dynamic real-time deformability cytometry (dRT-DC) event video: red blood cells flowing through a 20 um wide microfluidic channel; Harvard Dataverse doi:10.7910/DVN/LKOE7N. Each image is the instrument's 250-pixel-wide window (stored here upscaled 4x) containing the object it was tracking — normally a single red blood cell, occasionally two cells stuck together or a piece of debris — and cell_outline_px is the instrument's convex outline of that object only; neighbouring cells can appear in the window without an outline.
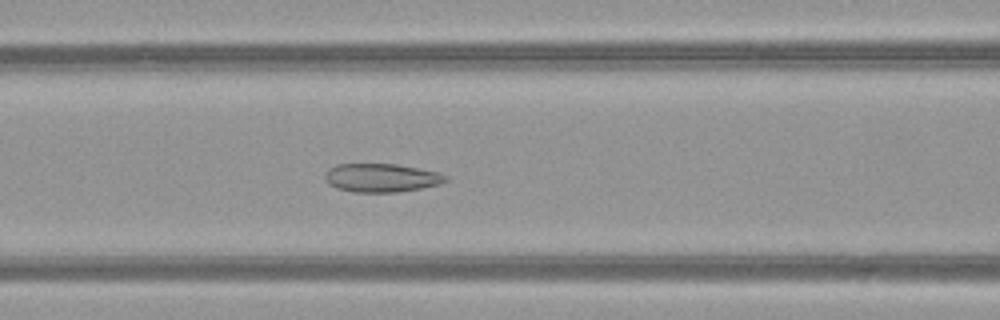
{"species": "common noctule bat (a hibernating species)", "species_latin": "Nyctalus noctula", "temperature_condition": "warm", "stored_images_in_passage": 38, "camera_frame_rate_fps": 3000, "um_per_image_px": 0.085, "animal": {"sex": "female", "body_mass_g": 21.9}, "frame": {"image": 1, "passage_image": 16, "time_ms": 5.0, "image_size_px": [1000, 320], "cell_outline_px": [[448, 180], [440, 184], [420, 188], [396, 192], [352, 192], [336, 188], [328, 184], [324, 176], [328, 168], [336, 164], [396, 164], [420, 168], [436, 172], [448, 176]], "centroid_in_image_um": [32.39, 15.11], "position_along_channel_um": 134.2, "area_um2": 20.11}}
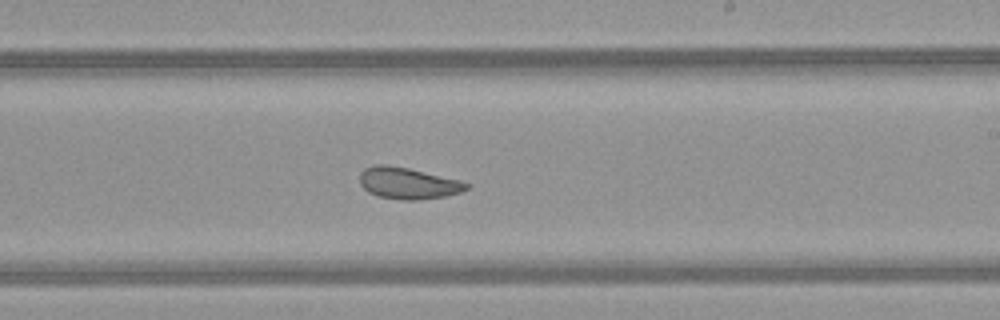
{"frame": {"image": 2, "passage_image": 25, "time_ms": 8.0, "image_size_px": [1000, 320], "cell_outline_px": [[472, 184], [468, 188], [460, 192], [444, 196], [420, 200], [404, 200], [376, 196], [368, 192], [360, 184], [360, 172], [364, 168], [376, 164], [388, 164], [408, 168], [460, 180]], "centroid_in_image_um": [34.66, 15.57], "position_along_channel_um": 254.3, "area_um2": 19.71}}
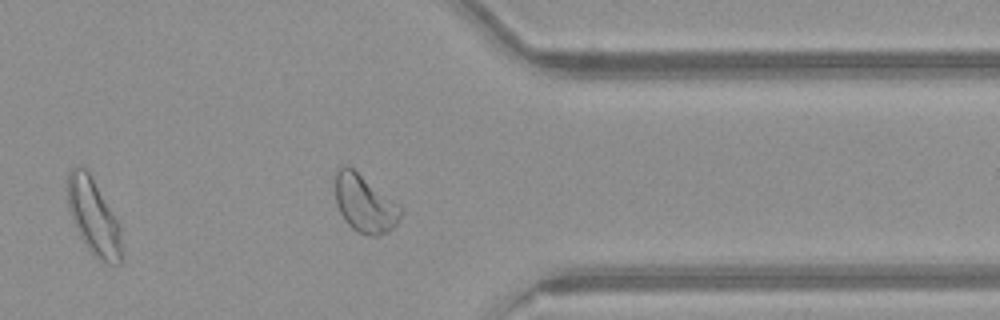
{"frame": {"image": 3, "passage_image": 35, "time_ms": 11.333, "image_size_px": [1000, 320], "cell_outline_px": [[404, 208], [396, 224], [388, 232], [376, 236], [372, 236], [356, 232], [344, 220], [336, 204], [336, 172], [340, 164], [348, 164]], "centroid_in_image_um": [30.99, 17.29], "position_along_channel_um": 380.4, "area_um2": 22.08}, "authors_computed_cell_mechanics": {"area_um2": 20.4034, "velocity_mm_per_s": 4.0144, "shape_relaxation_time_tau1_ms": null, "shape_relaxation_time_tau2_ms": 1.5429, "deformation_change_tau1": null, "deformation_change_tau2": 0.0827}}